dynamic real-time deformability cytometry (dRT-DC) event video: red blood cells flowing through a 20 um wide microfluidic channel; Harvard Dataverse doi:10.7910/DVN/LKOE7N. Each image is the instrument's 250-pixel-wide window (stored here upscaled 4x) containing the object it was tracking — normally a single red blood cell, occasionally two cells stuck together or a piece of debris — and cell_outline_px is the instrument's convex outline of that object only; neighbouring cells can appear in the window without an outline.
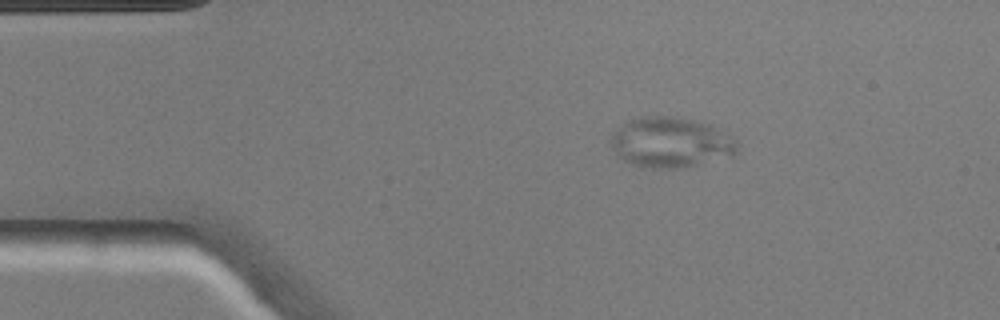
{"species": "common noctule bat (a hibernating species)", "species_latin": "Nyctalus noctula", "temperature_condition": "warm", "stored_images_in_passage": 47, "camera_frame_rate_fps": 3000, "um_per_image_px": 0.085, "animal": {"sex": "male", "body_mass_g": 20.5, "forearm_length_mm": 52.5}, "frame": {"image": 1, "passage_image": 7, "time_ms": 2.0, "image_size_px": [1000, 320], "cell_outline_px": [[736, 152], [732, 156], [680, 168], [652, 168], [632, 164], [624, 160], [608, 144], [608, 140], [612, 132], [624, 120], [640, 116], [672, 116], [712, 124], [736, 140]], "centroid_in_image_um": [56.94, 12.08], "position_along_channel_um": 28.1, "area_um2": 37.34}}
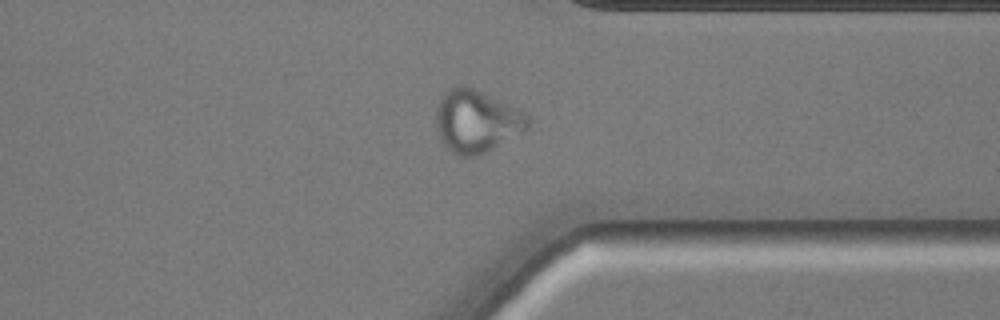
{"frame": {"image": 2, "passage_image": 36, "time_ms": 11.667, "image_size_px": [1000, 320], "cell_outline_px": [[528, 124], [524, 128], [492, 148], [484, 152], [472, 156], [460, 156], [452, 152], [440, 140], [436, 128], [436, 104], [440, 96], [448, 88], [460, 84], [472, 88], [508, 104], [524, 112], [528, 116]], "centroid_in_image_um": [40.39, 10.26], "position_along_channel_um": 371.0, "area_um2": 32.66}}
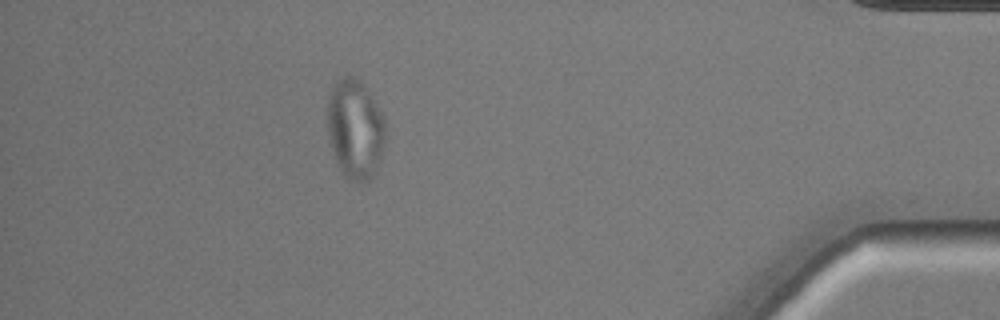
{"frame": {"image": 3, "passage_image": 42, "time_ms": 13.667, "image_size_px": [1000, 320], "cell_outline_px": [[384, 140], [380, 160], [372, 176], [368, 180], [360, 184], [348, 180], [340, 172], [332, 156], [328, 132], [328, 96], [332, 84], [336, 80], [348, 72], [356, 76], [364, 84], [372, 96], [384, 116]], "centroid_in_image_um": [30.15, 10.94], "position_along_channel_um": 405.0, "area_um2": 34.45}}